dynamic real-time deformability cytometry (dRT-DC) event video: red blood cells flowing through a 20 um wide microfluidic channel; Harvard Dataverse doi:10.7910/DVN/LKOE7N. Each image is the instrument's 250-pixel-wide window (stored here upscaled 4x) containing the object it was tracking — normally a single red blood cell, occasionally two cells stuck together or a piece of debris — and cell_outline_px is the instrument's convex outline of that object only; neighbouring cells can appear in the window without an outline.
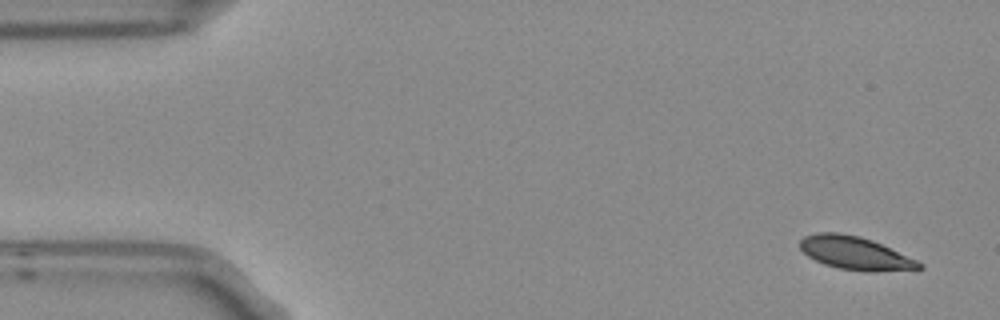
{"species": "Egyptian fruit bat (a non-hibernating species)", "species_latin": "Rousettus aegyptiacus", "temperature_condition": "room temperature", "stored_images_in_passage": 5, "segment_of_instrument_passage": [2, 2], "camera_frame_rate_fps": 3000, "um_per_image_px": 0.085, "frame": {"image": 1, "passage_image": 5, "time_ms": 1.333, "image_size_px": [1000, 320], "cell_outline_px": [[924, 268], [876, 272], [840, 268], [824, 264], [808, 256], [800, 248], [800, 240], [804, 236], [816, 232], [840, 232], [860, 236], [872, 240], [916, 260], [924, 264]], "centroid_in_image_um": [72.67, 21.5], "position_along_channel_um": 12.3, "area_um2": 22.77}}